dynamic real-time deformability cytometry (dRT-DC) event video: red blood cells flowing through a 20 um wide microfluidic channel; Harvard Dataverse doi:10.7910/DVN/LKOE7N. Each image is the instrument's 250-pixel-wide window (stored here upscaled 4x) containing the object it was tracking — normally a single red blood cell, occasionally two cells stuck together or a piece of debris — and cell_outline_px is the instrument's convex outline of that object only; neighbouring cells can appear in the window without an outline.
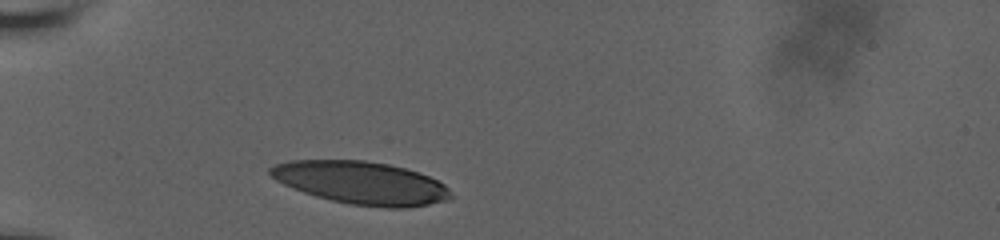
{"species": "human", "species_latin": "Homo sapiens", "temperature_condition": "room temperature", "stored_images_in_passage": 3, "camera_frame_rate_fps": 3000, "um_per_image_px": 0.085, "donor": {"sex": "male"}, "frame": {"image": 1, "passage_image": 1, "time_ms": 0.0, "image_size_px": [1000, 240], "cell_outline_px": [[452, 196], [448, 200], [428, 204], [404, 208], [388, 208], [352, 204], [332, 200], [316, 196], [292, 188], [276, 180], [268, 172], [268, 168], [276, 164], [292, 160], [364, 160], [388, 164], [420, 172], [444, 184], [452, 192]], "centroid_in_image_um": [30.71, 15.53], "position_along_channel_um": 54.3, "area_um2": 44.85}}